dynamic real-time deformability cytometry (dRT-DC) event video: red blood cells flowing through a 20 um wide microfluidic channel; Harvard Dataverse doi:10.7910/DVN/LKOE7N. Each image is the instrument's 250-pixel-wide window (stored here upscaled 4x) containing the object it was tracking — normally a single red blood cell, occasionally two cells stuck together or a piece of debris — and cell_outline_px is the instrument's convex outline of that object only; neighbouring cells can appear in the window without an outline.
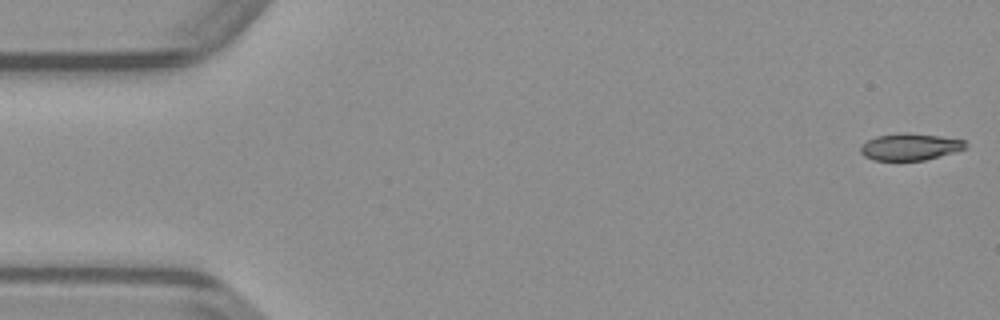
{"species": "common noctule bat (a hibernating species)", "species_latin": "Nyctalus noctula", "temperature_condition": "warm", "stored_images_in_passage": 49, "camera_frame_rate_fps": 3000, "um_per_image_px": 0.085, "animal": {"sex": "male", "body_mass_g": 23.1, "forearm_length_mm": 52.7}, "frame": {"image": 1, "passage_image": 1, "time_ms": 0.0, "image_size_px": [1000, 320], "cell_outline_px": [[968, 148], [956, 152], [924, 160], [872, 160], [864, 156], [860, 152], [860, 148], [868, 140], [876, 136], [940, 136], [964, 140], [968, 144]], "centroid_in_image_um": [77.41, 12.54], "position_along_channel_um": 7.6, "area_um2": 15.55}}
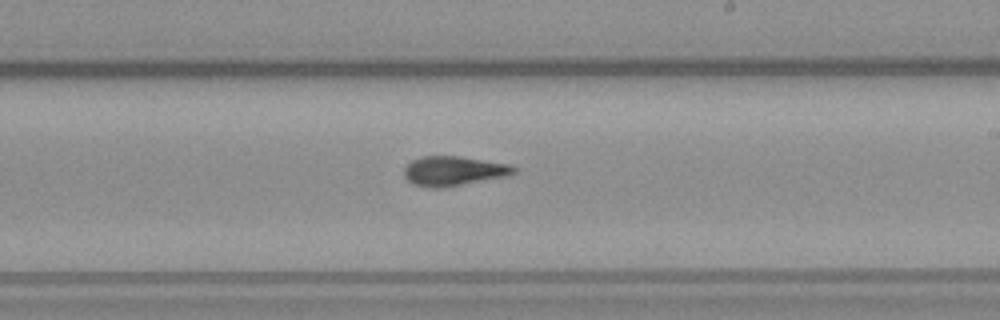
{"frame": {"image": 2, "passage_image": 28, "time_ms": 9.0, "image_size_px": [1000, 320], "cell_outline_px": [[516, 172], [504, 176], [460, 184], [436, 188], [416, 184], [408, 180], [404, 176], [404, 168], [412, 160], [420, 156], [460, 156], [512, 164], [516, 168]], "centroid_in_image_um": [38.56, 14.49], "position_along_channel_um": 250.4, "area_um2": 18.5}}
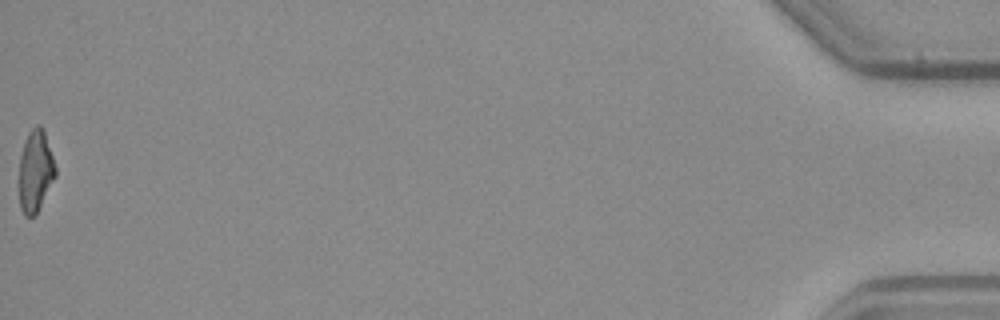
{"frame": {"image": 3, "passage_image": 49, "time_ms": 16.0, "image_size_px": [1000, 320], "cell_outline_px": [[56, 176], [36, 216], [24, 216], [20, 208], [20, 156], [24, 140], [28, 132], [36, 124], [40, 124], [44, 128], [56, 168]], "centroid_in_image_um": [3.02, 14.52], "position_along_channel_um": 432.2, "area_um2": 17.51}}